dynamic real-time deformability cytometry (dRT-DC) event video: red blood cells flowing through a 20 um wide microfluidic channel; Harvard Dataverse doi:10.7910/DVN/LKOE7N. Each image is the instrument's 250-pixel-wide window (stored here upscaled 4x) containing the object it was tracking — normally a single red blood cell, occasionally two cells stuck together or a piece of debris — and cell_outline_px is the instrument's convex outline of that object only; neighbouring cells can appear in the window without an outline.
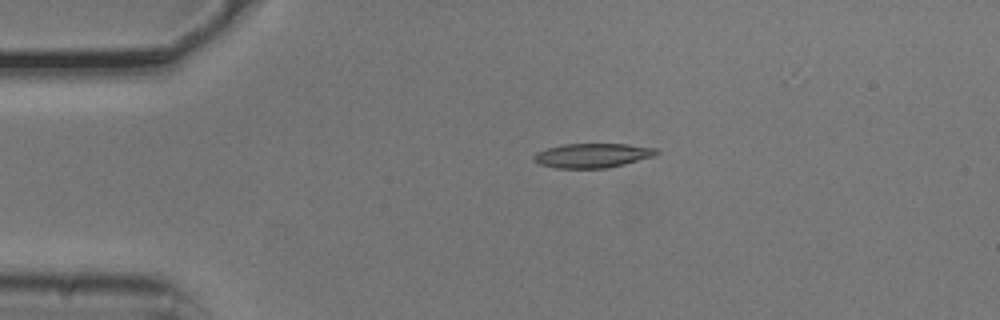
{"species": "common noctule bat (a hibernating species)", "species_latin": "Nyctalus noctula", "temperature_condition": "cold", "stored_images_in_passage": 4, "camera_frame_rate_fps": 3000, "um_per_image_px": 0.085, "animal": {"sex": "male", "body_mass_g": 20.5, "forearm_length_mm": 52.5}, "frame": {"image": 1, "passage_image": 4, "time_ms": 1.0, "image_size_px": [1000, 320], "cell_outline_px": [[660, 152], [652, 156], [624, 164], [604, 168], [556, 168], [540, 164], [532, 156], [536, 152], [548, 148], [564, 144], [628, 144], [656, 148]], "centroid_in_image_um": [50.35, 13.21], "position_along_channel_um": 34.6, "area_um2": 17.17}}